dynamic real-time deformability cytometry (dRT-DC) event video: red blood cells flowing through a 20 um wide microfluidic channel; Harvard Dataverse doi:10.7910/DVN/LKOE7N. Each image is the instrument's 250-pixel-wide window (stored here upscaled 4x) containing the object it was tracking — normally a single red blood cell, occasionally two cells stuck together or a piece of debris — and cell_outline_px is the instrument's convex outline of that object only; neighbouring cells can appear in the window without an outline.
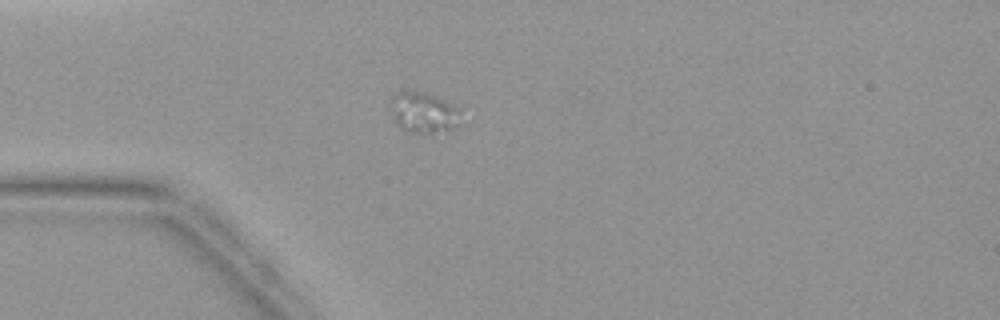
{"species": "common noctule bat (a hibernating species)", "species_latin": "Nyctalus noctula", "temperature_condition": "warm", "stored_images_in_passage": 4, "camera_frame_rate_fps": 3000, "um_per_image_px": 0.085, "animal": {"sex": "female", "body_mass_g": 19.9}, "frame": {"image": 1, "passage_image": 2, "time_ms": 2.333, "image_size_px": [1000, 320], "cell_outline_px": [[460, 112], [456, 124], [448, 132], [416, 132], [404, 128], [396, 120], [392, 112], [392, 96], [400, 92], [424, 92], [436, 96], [460, 108]], "centroid_in_image_um": [36.06, 9.55], "position_along_channel_um": 48.9, "area_um2": 15.9}}
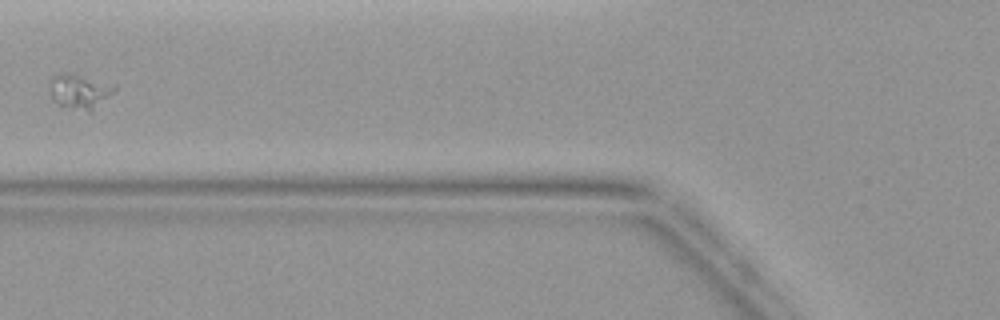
{"frame": {"image": 2, "passage_image": 4, "time_ms": 4.333, "image_size_px": [1000, 320], "cell_outline_px": [[116, 92], [92, 112], [88, 112], [56, 104], [52, 100], [48, 80], [52, 76], [60, 72], [72, 72], [116, 84]], "centroid_in_image_um": [6.78, 7.74], "position_along_channel_um": 119.0, "area_um2": 13.87}}